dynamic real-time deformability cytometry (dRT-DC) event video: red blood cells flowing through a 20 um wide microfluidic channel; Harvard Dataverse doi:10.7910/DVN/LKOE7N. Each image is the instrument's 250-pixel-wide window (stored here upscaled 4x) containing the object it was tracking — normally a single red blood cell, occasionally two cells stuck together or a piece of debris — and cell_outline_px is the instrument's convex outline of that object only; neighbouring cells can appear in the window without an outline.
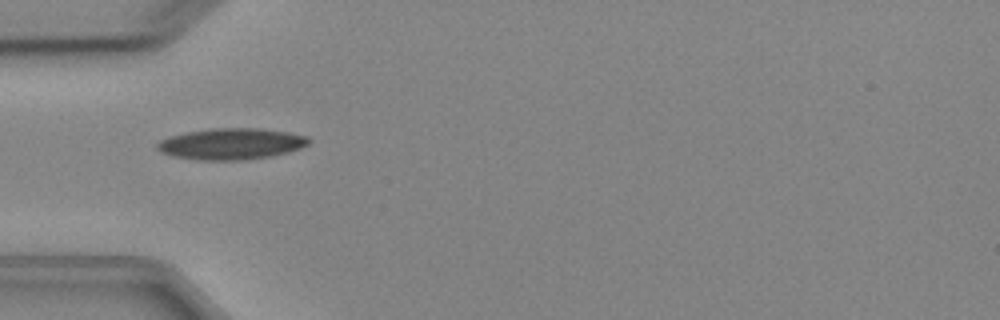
{"species": "Egyptian fruit bat (a non-hibernating species)", "species_latin": "Rousettus aegyptiacus", "temperature_condition": "cold", "stored_images_in_passage": 4, "camera_frame_rate_fps": 3000, "um_per_image_px": 0.085, "animal": {"sex": "female"}, "frame": {"image": 1, "passage_image": 2, "time_ms": 1.0, "image_size_px": [1000, 320], "cell_outline_px": [[312, 140], [308, 144], [300, 148], [288, 152], [272, 156], [244, 160], [196, 160], [172, 156], [160, 152], [156, 148], [156, 144], [160, 140], [172, 136], [188, 132], [212, 128], [256, 128], [288, 132], [308, 136]], "centroid_in_image_um": [19.66, 12.23], "position_along_channel_um": 65.3, "area_um2": 27.69}}